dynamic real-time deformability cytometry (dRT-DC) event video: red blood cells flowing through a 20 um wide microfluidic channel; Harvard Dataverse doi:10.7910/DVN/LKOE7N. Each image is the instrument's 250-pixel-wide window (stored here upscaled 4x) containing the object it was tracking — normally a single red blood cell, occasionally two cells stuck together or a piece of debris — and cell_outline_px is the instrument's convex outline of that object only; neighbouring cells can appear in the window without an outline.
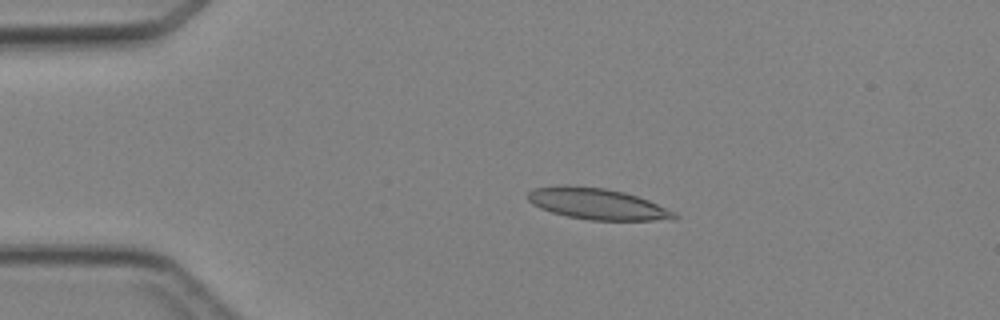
{"species": "Egyptian fruit bat (a non-hibernating species)", "species_latin": "Rousettus aegyptiacus", "temperature_condition": "cold", "stored_images_in_passage": 4, "camera_frame_rate_fps": 3000, "um_per_image_px": 0.085, "animal": {"sex": "female"}, "frame": {"image": 1, "passage_image": 3, "time_ms": 2.333, "image_size_px": [1000, 320], "cell_outline_px": [[680, 216], [676, 220], [588, 220], [568, 216], [552, 212], [540, 208], [532, 204], [528, 200], [528, 192], [532, 188], [560, 184], [564, 184], [604, 188], [624, 192], [648, 200], [676, 212]], "centroid_in_image_um": [50.77, 17.32], "position_along_channel_um": 34.2, "area_um2": 26.88}}